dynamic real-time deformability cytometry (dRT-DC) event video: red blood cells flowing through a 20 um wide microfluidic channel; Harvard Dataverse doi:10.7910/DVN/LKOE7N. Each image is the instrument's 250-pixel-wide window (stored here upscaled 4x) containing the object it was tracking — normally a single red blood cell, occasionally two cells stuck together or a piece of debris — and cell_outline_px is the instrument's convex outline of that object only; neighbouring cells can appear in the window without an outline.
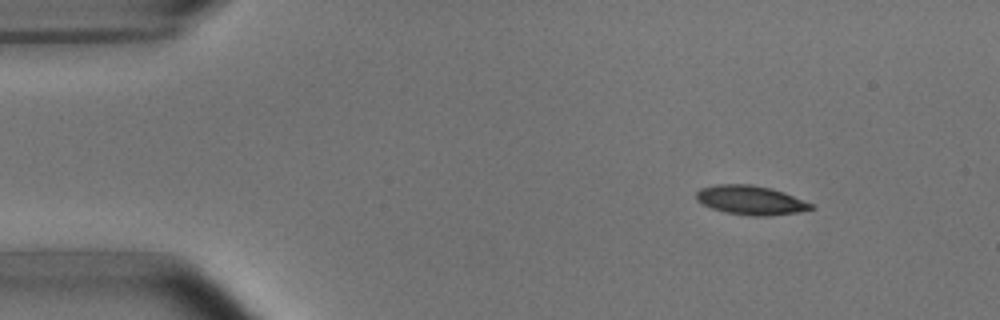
{"species": "common noctule bat (a hibernating species)", "species_latin": "Nyctalus noctula", "temperature_condition": "room temperature", "stored_images_in_passage": 7, "camera_frame_rate_fps": 3000, "um_per_image_px": 0.085, "animal": {"sex": "male", "body_mass_g": 15.6}, "frame": {"image": 1, "passage_image": 1, "time_ms": 0.0, "image_size_px": [1000, 320], "cell_outline_px": [[816, 208], [796, 212], [768, 216], [752, 216], [724, 212], [712, 208], [696, 200], [696, 192], [700, 188], [716, 184], [748, 184], [768, 188], [784, 192], [812, 204]], "centroid_in_image_um": [63.78, 17.01], "position_along_channel_um": 21.2, "area_um2": 19.31}}
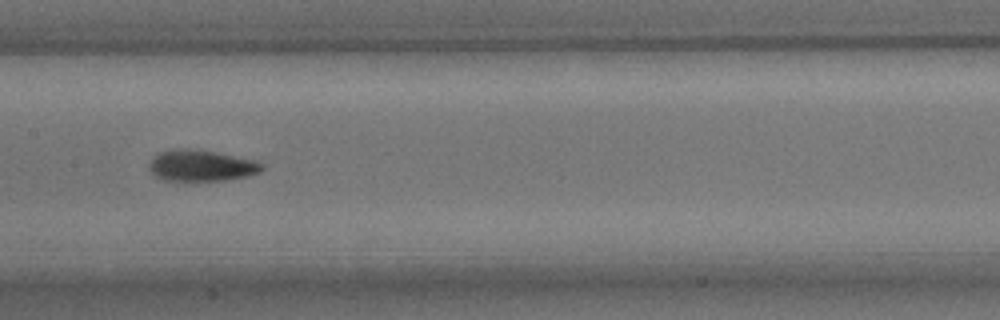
{"frame": {"image": 2, "passage_image": 6, "time_ms": 6.667, "image_size_px": [1000, 320], "cell_outline_px": [[264, 168], [260, 172], [244, 176], [224, 180], [164, 180], [156, 176], [148, 168], [152, 156], [160, 152], [176, 148], [188, 148], [216, 152], [256, 160], [264, 164]], "centroid_in_image_um": [17.1, 14.06], "position_along_channel_um": 190.3, "area_um2": 20.46}}
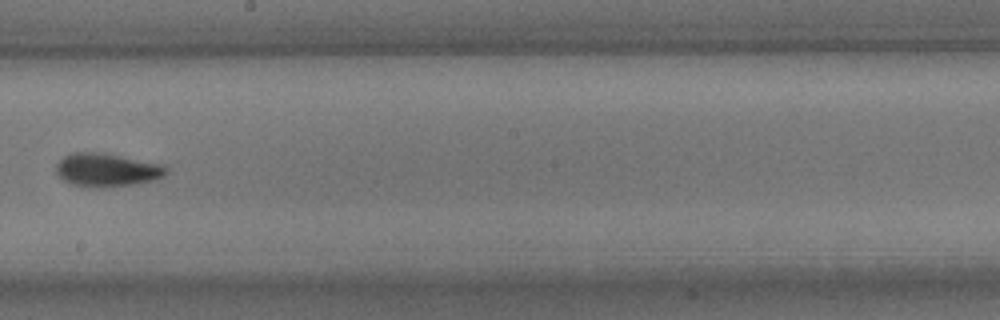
{"frame": {"image": 3, "passage_image": 7, "time_ms": 8.0, "image_size_px": [1000, 320], "cell_outline_px": [[168, 172], [156, 180], [132, 184], [104, 188], [92, 188], [68, 184], [56, 172], [56, 164], [64, 156], [72, 152], [96, 152], [156, 164], [168, 168]], "centroid_in_image_um": [9.0, 14.48], "position_along_channel_um": 239.2, "area_um2": 21.04}}